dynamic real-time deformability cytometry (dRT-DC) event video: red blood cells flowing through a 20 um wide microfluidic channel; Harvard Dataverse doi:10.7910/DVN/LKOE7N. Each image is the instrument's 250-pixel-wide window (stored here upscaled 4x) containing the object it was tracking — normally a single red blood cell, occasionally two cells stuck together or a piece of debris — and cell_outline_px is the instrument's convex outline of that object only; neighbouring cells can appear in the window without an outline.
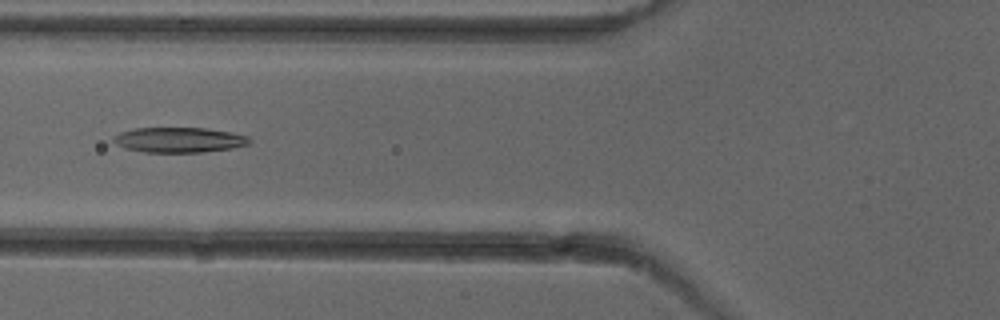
{"species": "common noctule bat (a hibernating species)", "species_latin": "Nyctalus noctula", "temperature_condition": "cold", "stored_images_in_passage": 5, "camera_frame_rate_fps": 3000, "um_per_image_px": 0.085, "animal": {"sex": "female"}, "frame": {"image": 1, "passage_image": 4, "time_ms": 3.667, "image_size_px": [1000, 320], "cell_outline_px": [[252, 140], [248, 144], [232, 148], [204, 152], [144, 152], [124, 148], [116, 144], [112, 140], [112, 136], [120, 132], [136, 128], [204, 128], [232, 132], [248, 136]], "centroid_in_image_um": [15.21, 11.89], "position_along_channel_um": 110.6, "area_um2": 20.0}}
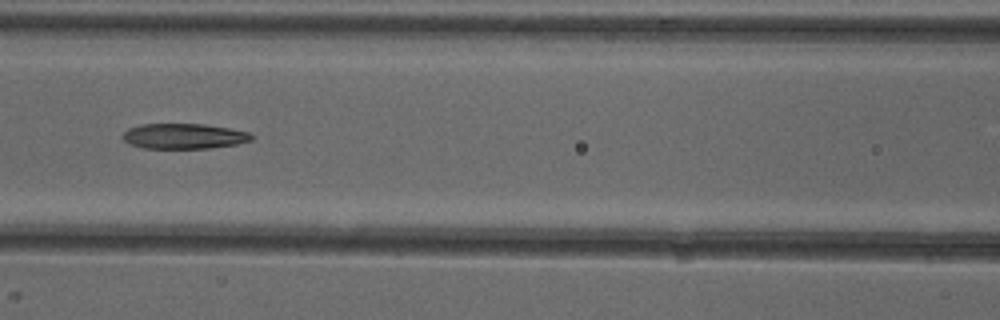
{"frame": {"image": 2, "passage_image": 5, "time_ms": 4.667, "image_size_px": [1000, 320], "cell_outline_px": [[256, 136], [252, 140], [236, 144], [208, 148], [144, 148], [128, 144], [124, 140], [124, 132], [128, 128], [140, 124], [204, 124], [228, 128], [248, 132]], "centroid_in_image_um": [15.63, 11.57], "position_along_channel_um": 151.0, "area_um2": 18.96}}